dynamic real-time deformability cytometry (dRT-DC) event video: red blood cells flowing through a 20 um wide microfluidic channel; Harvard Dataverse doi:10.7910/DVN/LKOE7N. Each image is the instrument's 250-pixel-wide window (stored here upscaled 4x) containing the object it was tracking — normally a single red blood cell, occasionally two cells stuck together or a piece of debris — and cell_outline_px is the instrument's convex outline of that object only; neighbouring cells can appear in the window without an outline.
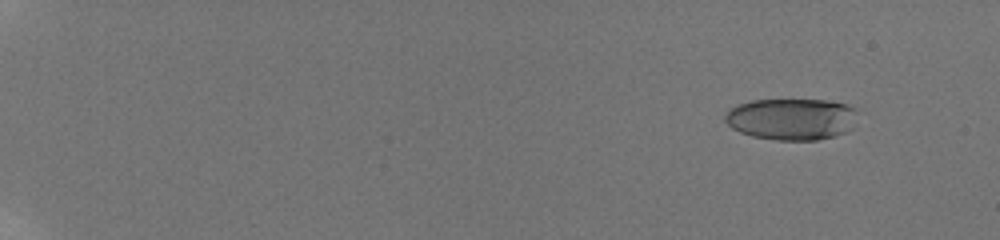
{"species": "human", "species_latin": "Homo sapiens", "temperature_condition": "room temperature", "stored_images_in_passage": 23, "camera_frame_rate_fps": 3000, "um_per_image_px": 0.085, "donor": {"sex": "male"}, "frame": {"image": 1, "passage_image": 6, "time_ms": 1.667, "image_size_px": [1000, 240], "cell_outline_px": [[856, 108], [844, 132], [832, 136], [816, 140], [776, 140], [752, 136], [740, 132], [732, 128], [724, 120], [724, 116], [736, 104], [752, 100], [828, 100], [844, 104]], "centroid_in_image_um": [67.16, 10.11], "position_along_channel_um": 17.8, "area_um2": 31.44}}
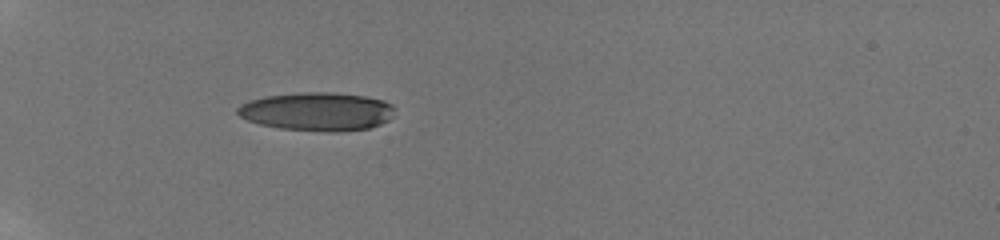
{"frame": {"image": 2, "passage_image": 20, "time_ms": 7.0, "image_size_px": [1000, 240], "cell_outline_px": [[396, 108], [392, 116], [388, 120], [380, 124], [368, 128], [336, 132], [328, 132], [280, 128], [260, 124], [248, 120], [240, 116], [236, 112], [236, 108], [240, 104], [248, 100], [264, 96], [300, 92], [332, 92], [364, 96], [384, 100], [392, 104]], "centroid_in_image_um": [26.95, 9.47], "position_along_channel_um": 58.0, "area_um2": 35.43}}